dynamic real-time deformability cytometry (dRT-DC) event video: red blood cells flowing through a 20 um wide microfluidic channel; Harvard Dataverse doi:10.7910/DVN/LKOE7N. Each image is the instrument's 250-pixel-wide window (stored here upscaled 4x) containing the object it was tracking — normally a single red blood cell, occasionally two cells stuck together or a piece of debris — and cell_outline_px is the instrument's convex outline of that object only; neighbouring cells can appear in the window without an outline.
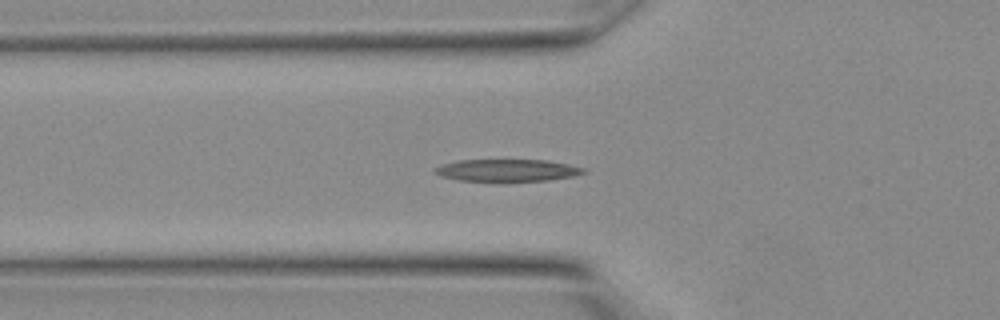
{"species": "Egyptian fruit bat (a non-hibernating species)", "species_latin": "Rousettus aegyptiacus", "temperature_condition": "warm", "stored_images_in_passage": 15, "camera_frame_rate_fps": 3000, "um_per_image_px": 0.085, "animal": {"sex": "female"}, "frame": {"image": 1, "passage_image": 11, "time_ms": 3.333, "image_size_px": [1000, 320], "cell_outline_px": [[588, 172], [572, 176], [548, 180], [460, 180], [440, 176], [432, 172], [436, 168], [444, 164], [460, 160], [548, 160], [568, 164], [584, 168]], "centroid_in_image_um": [43.14, 14.46], "position_along_channel_um": 82.7, "area_um2": 18.73}}
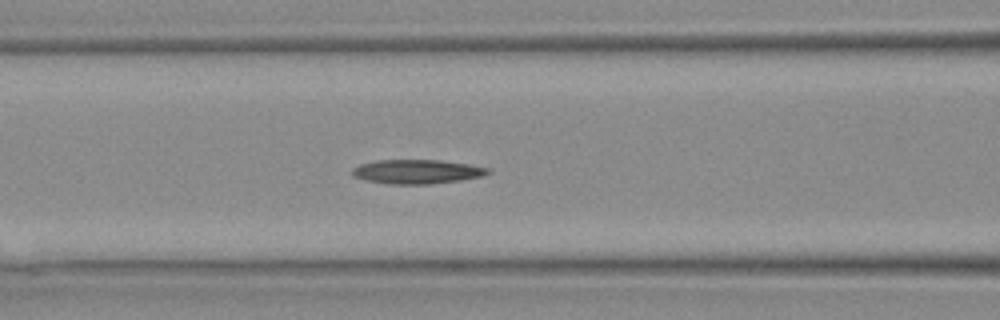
{"frame": {"image": 2, "passage_image": 13, "time_ms": 4.0, "image_size_px": [1000, 320], "cell_outline_px": [[492, 172], [484, 176], [460, 180], [428, 184], [392, 184], [364, 180], [352, 176], [352, 168], [360, 164], [376, 160], [440, 160], [468, 164], [488, 168]], "centroid_in_image_um": [35.43, 14.59], "position_along_channel_um": 131.2, "area_um2": 19.13}}
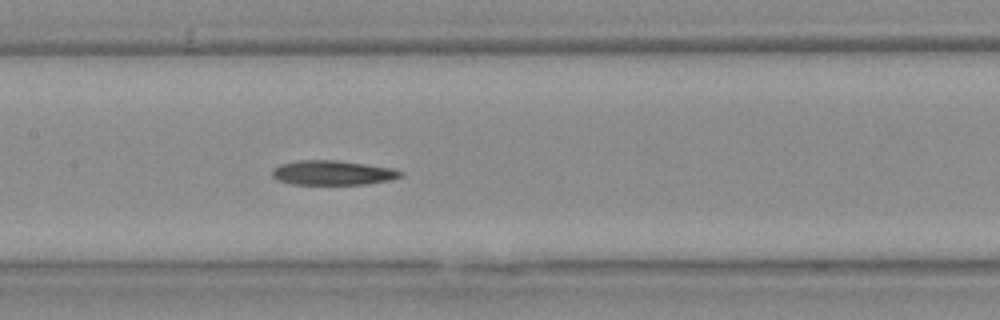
{"frame": {"image": 3, "passage_image": 15, "time_ms": 4.667, "image_size_px": [1000, 320], "cell_outline_px": [[404, 176], [388, 180], [368, 184], [292, 184], [276, 180], [272, 176], [272, 168], [280, 164], [300, 160], [336, 160], [392, 168], [404, 172]], "centroid_in_image_um": [28.26, 14.68], "position_along_channel_um": 179.1, "area_um2": 18.38}}